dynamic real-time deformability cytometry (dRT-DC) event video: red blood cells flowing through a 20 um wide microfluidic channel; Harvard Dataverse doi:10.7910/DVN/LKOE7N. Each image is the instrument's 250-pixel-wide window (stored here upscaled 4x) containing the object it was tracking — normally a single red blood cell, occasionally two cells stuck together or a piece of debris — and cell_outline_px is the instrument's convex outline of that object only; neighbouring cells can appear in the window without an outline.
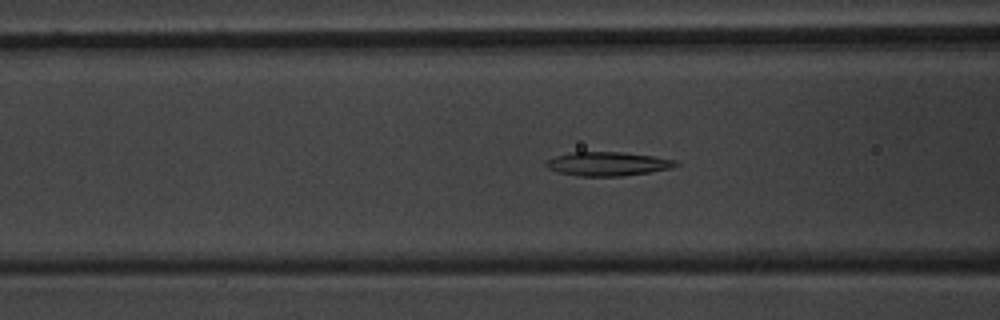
{"species": "common noctule bat (a hibernating species)", "species_latin": "Nyctalus noctula", "temperature_condition": "warm", "stored_images_in_passage": 52, "camera_frame_rate_fps": 3000, "um_per_image_px": 0.085, "animal": {"sex": "male", "body_mass_g": 20.1, "forearm_length_mm": 53.5}, "frame": {"image": 1, "passage_image": 19, "time_ms": 6.0, "image_size_px": [1000, 320], "cell_outline_px": [[680, 164], [672, 168], [624, 176], [580, 176], [560, 172], [548, 168], [544, 164], [544, 160], [556, 156], [572, 152], [624, 152], [652, 156], [676, 160]], "centroid_in_image_um": [51.65, 13.92], "position_along_channel_um": 114.9, "area_um2": 18.03}}
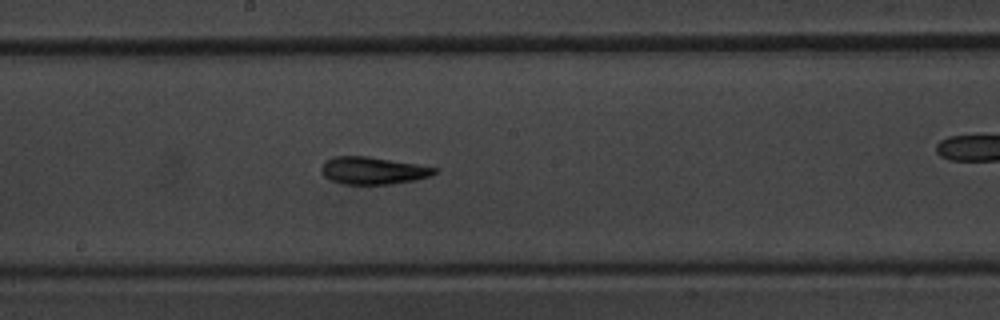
{"frame": {"image": 2, "passage_image": 27, "time_ms": 8.667, "image_size_px": [1000, 320], "cell_outline_px": [[440, 168], [432, 176], [416, 180], [392, 184], [344, 184], [332, 180], [324, 176], [320, 172], [320, 168], [332, 156], [368, 156]], "centroid_in_image_um": [31.73, 14.5], "position_along_channel_um": 216.5, "area_um2": 18.09}}
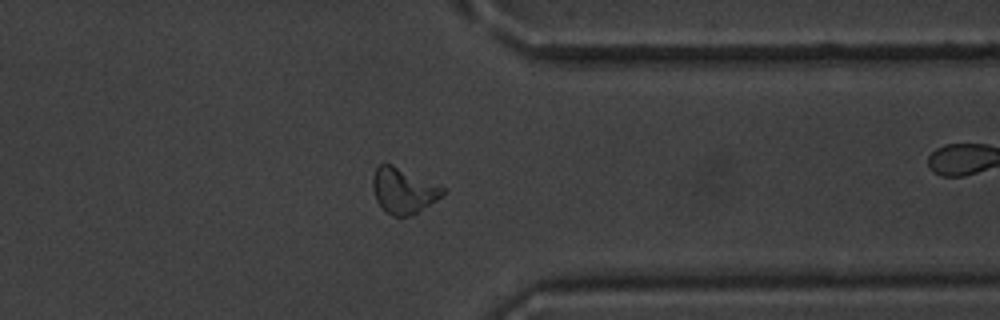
{"frame": {"image": 3, "passage_image": 40, "time_ms": 13.0, "image_size_px": [1000, 320], "cell_outline_px": [[444, 192], [436, 200], [416, 212], [408, 216], [392, 216], [376, 200], [372, 188], [372, 176], [376, 168], [384, 160], [444, 188]], "centroid_in_image_um": [34.22, 16.16], "position_along_channel_um": 377.2, "area_um2": 18.21}, "authors_computed_cell_mechanics": {"area_um2": 18.0625, "velocity_mm_per_s": 3.8033, "shape_relaxation_time_tau1_ms": 5.0874, "shape_relaxation_time_tau2_ms": 3.2867, "deformation_change_tau1": 0.1887, "deformation_change_tau2": 0.1294}}